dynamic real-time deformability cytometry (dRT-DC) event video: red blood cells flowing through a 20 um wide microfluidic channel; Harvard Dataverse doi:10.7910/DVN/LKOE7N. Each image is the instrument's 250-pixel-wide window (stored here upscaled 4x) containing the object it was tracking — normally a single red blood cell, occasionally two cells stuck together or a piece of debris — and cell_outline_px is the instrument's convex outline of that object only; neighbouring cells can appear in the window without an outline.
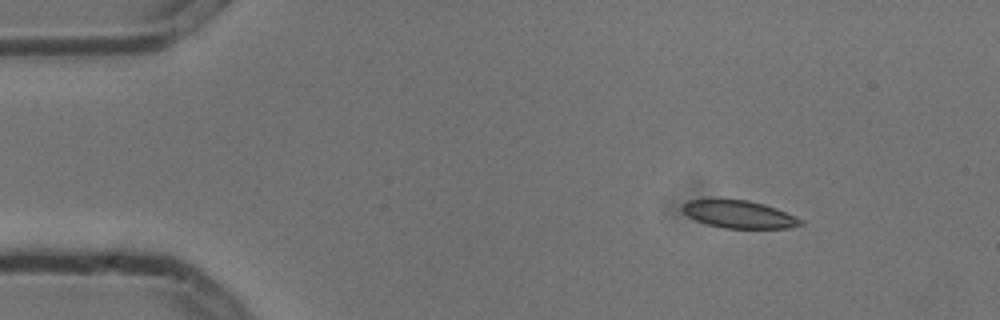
{"species": "common noctule bat (a hibernating species)", "species_latin": "Nyctalus noctula", "temperature_condition": "cold", "stored_images_in_passage": 7, "camera_frame_rate_fps": 3000, "um_per_image_px": 0.085, "animal": {"sex": "male", "body_mass_g": 13.3}, "frame": {"image": 1, "passage_image": 1, "time_ms": 0.0, "image_size_px": [1000, 320], "cell_outline_px": [[804, 224], [788, 228], [724, 228], [708, 224], [696, 220], [688, 216], [680, 208], [688, 200], [712, 196], [748, 200], [764, 204], [776, 208], [796, 216], [804, 220]], "centroid_in_image_um": [62.77, 18.17], "position_along_channel_um": 22.2, "area_um2": 19.71}}
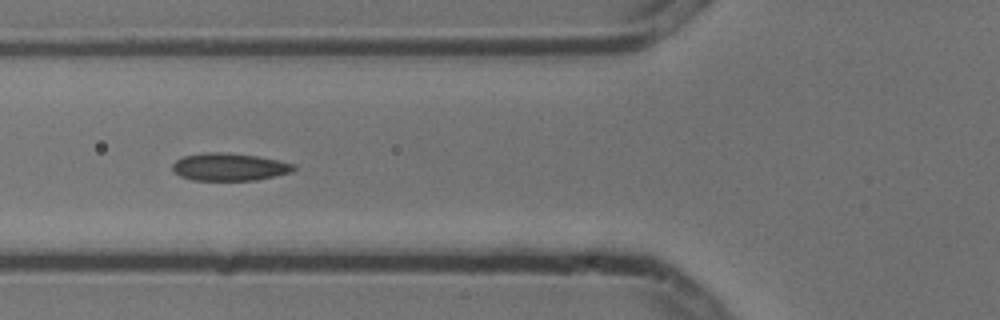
{"frame": {"image": 2, "passage_image": 5, "time_ms": 1.333, "image_size_px": [1000, 320], "cell_outline_px": [[296, 168], [292, 172], [256, 180], [192, 180], [180, 176], [172, 168], [172, 164], [176, 160], [184, 156], [208, 152], [228, 152], [256, 156], [296, 164]], "centroid_in_image_um": [19.5, 14.19], "position_along_channel_um": 106.3, "area_um2": 19.42}}
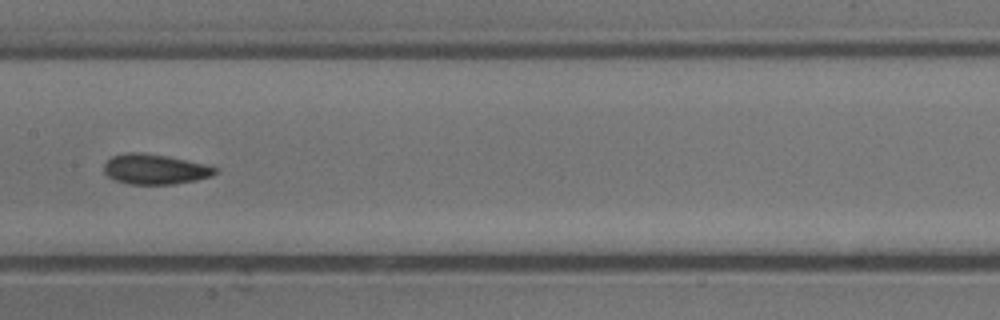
{"frame": {"image": 3, "passage_image": 7, "time_ms": 2.0, "image_size_px": [1000, 320], "cell_outline_px": [[220, 168], [212, 176], [196, 180], [172, 184], [128, 184], [116, 180], [108, 176], [104, 172], [104, 164], [112, 156], [128, 152], [144, 152], [168, 156], [204, 164]], "centroid_in_image_um": [13.17, 14.37], "position_along_channel_um": 194.2, "area_um2": 19.54}}